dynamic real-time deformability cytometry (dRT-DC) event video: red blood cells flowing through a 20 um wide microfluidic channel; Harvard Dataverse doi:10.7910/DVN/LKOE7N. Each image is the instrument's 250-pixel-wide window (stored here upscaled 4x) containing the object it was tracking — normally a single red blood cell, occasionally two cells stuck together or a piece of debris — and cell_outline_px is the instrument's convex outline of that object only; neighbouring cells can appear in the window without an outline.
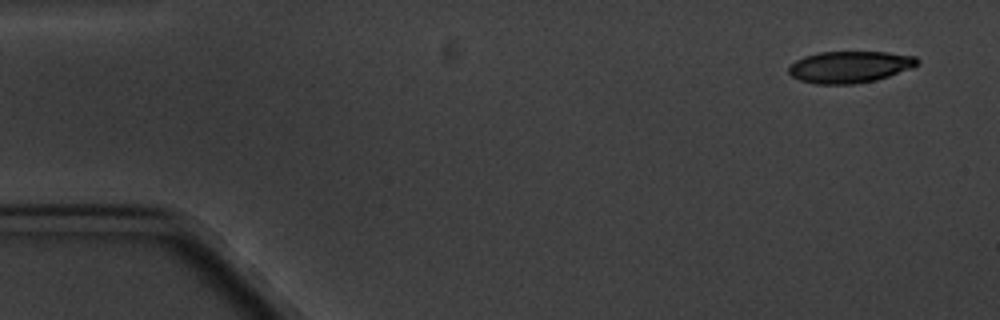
{"species": "common noctule bat (a hibernating species)", "species_latin": "Nyctalus noctula", "temperature_condition": "cold", "stored_images_in_passage": 4, "camera_frame_rate_fps": 3000, "um_per_image_px": 0.085, "animal": {"sex": "male", "body_mass_g": 20.1, "forearm_length_mm": 53.5}, "frame": {"image": 1, "passage_image": 1, "time_ms": 0.0, "image_size_px": [1000, 320], "cell_outline_px": [[920, 60], [912, 68], [876, 80], [852, 84], [816, 84], [800, 80], [792, 76], [788, 72], [788, 68], [796, 60], [804, 56], [820, 52], [888, 52], [916, 56]], "centroid_in_image_um": [72.23, 5.68], "position_along_channel_um": 12.8, "area_um2": 23.7}}
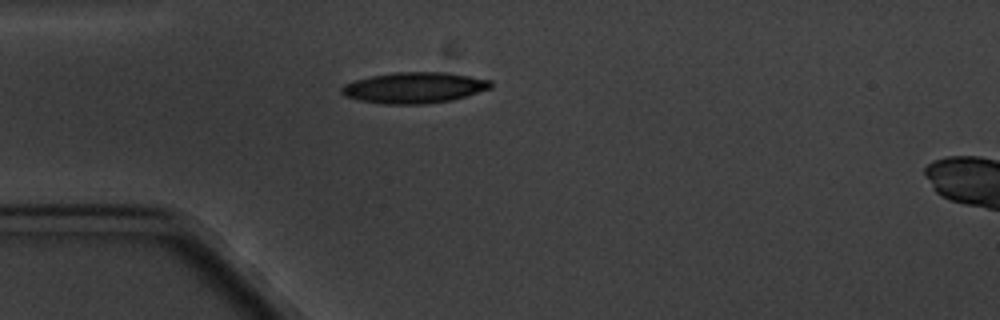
{"frame": {"image": 2, "passage_image": 4, "time_ms": 4.0, "image_size_px": [1000, 320], "cell_outline_px": [[492, 88], [452, 100], [424, 104], [380, 104], [360, 100], [344, 96], [340, 92], [340, 88], [344, 84], [356, 80], [372, 76], [392, 72], [448, 72], [492, 80]], "centroid_in_image_um": [35.21, 7.45], "position_along_channel_um": 49.8, "area_um2": 27.05}}